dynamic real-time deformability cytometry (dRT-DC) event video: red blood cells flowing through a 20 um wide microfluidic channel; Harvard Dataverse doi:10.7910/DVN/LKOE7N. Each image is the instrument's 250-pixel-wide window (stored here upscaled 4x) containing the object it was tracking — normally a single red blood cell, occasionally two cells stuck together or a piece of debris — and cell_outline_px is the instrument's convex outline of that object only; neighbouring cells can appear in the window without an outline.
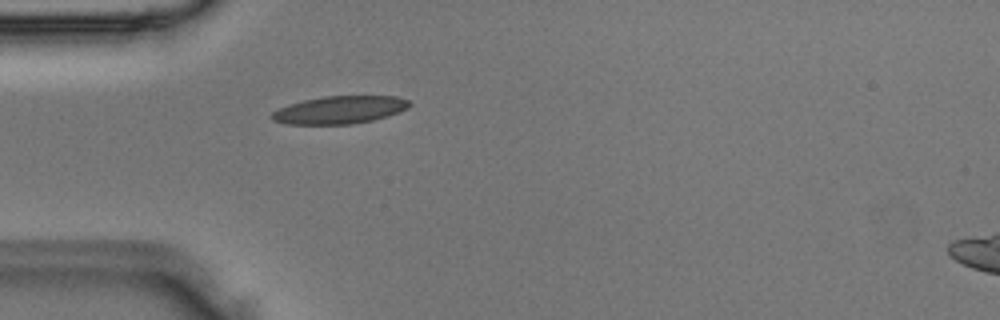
{"species": "Egyptian fruit bat (a non-hibernating species)", "species_latin": "Rousettus aegyptiacus", "temperature_condition": "room temperature", "stored_images_in_passage": 1, "camera_frame_rate_fps": 3000, "um_per_image_px": 0.085, "animal": {"sex": "male"}, "frame": {"image": 1, "passage_image": 1, "time_ms": 0.0, "image_size_px": [1000, 320], "cell_outline_px": [[412, 104], [408, 108], [388, 116], [372, 120], [352, 124], [288, 124], [272, 120], [268, 116], [272, 112], [288, 104], [304, 100], [324, 96], [396, 96], [408, 100]], "centroid_in_image_um": [28.86, 9.34], "position_along_channel_um": 56.1, "area_um2": 22.25}}